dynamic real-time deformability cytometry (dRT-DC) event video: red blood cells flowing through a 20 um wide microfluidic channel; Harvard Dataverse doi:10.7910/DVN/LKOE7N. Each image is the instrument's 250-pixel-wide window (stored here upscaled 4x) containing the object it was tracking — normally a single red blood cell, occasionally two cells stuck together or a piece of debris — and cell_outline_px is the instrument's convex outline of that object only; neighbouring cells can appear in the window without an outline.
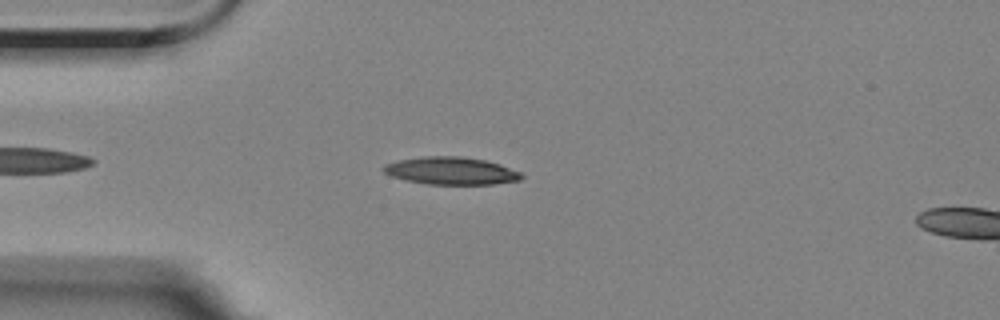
{"species": "Egyptian fruit bat (a non-hibernating species)", "species_latin": "Rousettus aegyptiacus", "temperature_condition": "room temperature", "stored_images_in_passage": 40, "camera_frame_rate_fps": 3000, "um_per_image_px": 0.085, "animal": {"sex": "female"}, "frame": {"image": 1, "passage_image": 6, "time_ms": 1.667, "image_size_px": [1000, 320], "cell_outline_px": [[524, 176], [520, 180], [492, 184], [428, 184], [404, 180], [392, 176], [384, 172], [380, 168], [384, 164], [400, 160], [420, 156], [460, 156], [484, 160], [500, 164], [520, 172]], "centroid_in_image_um": [38.31, 14.51], "position_along_channel_um": 46.7, "area_um2": 22.14}}
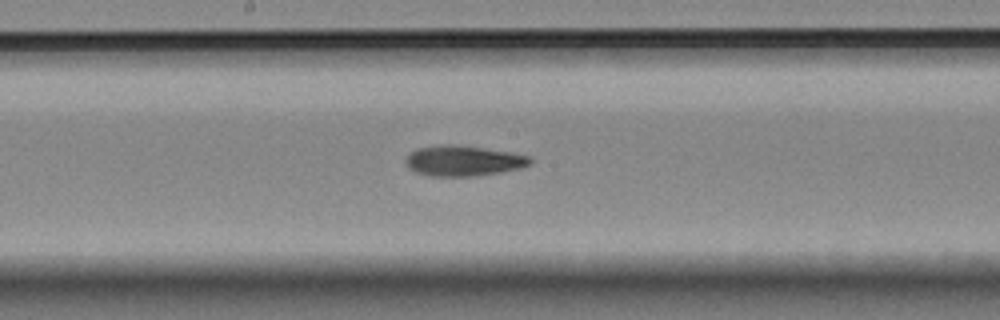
{"frame": {"image": 2, "passage_image": 21, "time_ms": 6.667, "image_size_px": [1000, 320], "cell_outline_px": [[532, 164], [520, 168], [500, 172], [476, 176], [428, 176], [416, 172], [408, 168], [404, 160], [416, 148], [436, 144], [456, 144], [512, 152], [532, 156]], "centroid_in_image_um": [39.39, 13.65], "position_along_channel_um": 208.8, "area_um2": 22.43}}
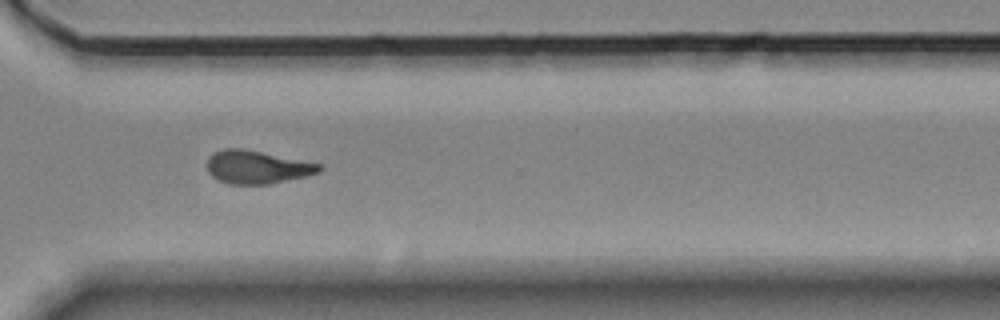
{"frame": {"image": 3, "passage_image": 33, "time_ms": 10.667, "image_size_px": [1000, 320], "cell_outline_px": [[324, 168], [320, 172], [304, 176], [268, 184], [228, 184], [212, 176], [208, 172], [208, 156], [212, 152], [224, 148], [244, 148], [320, 164]], "centroid_in_image_um": [21.82, 14.19], "position_along_channel_um": 348.8, "area_um2": 21.56}, "authors_computed_cell_mechanics": {"area_um2": 21.5883, "velocity_mm_per_s": 3.5079, "shape_relaxation_time_tau1_ms": 5.5542, "shape_relaxation_time_tau2_ms": 3.8997, "deformation_change_tau1": 0.193, "deformation_change_tau2": 0.1268}}